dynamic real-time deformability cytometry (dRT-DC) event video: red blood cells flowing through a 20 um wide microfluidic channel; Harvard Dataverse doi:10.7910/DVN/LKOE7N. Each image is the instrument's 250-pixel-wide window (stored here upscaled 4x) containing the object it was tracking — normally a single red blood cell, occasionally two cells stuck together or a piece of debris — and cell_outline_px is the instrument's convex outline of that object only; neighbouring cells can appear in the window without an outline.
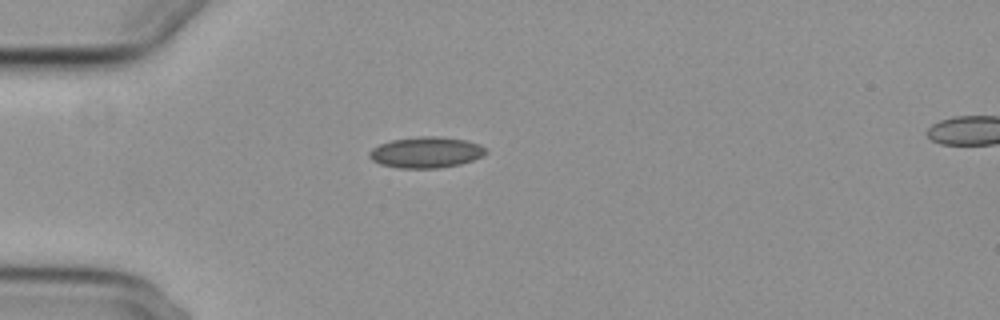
{"species": "common noctule bat (a hibernating species)", "species_latin": "Nyctalus noctula", "temperature_condition": "cold", "stored_images_in_passage": 41, "camera_frame_rate_fps": 3000, "um_per_image_px": 0.085, "animal": {"sex": "female", "body_mass_g": 29.2, "forearm_length_mm": 56.3}, "frame": {"image": 1, "passage_image": 1, "time_ms": 0.0, "image_size_px": [1000, 320], "cell_outline_px": [[488, 152], [484, 156], [460, 164], [440, 168], [400, 168], [380, 164], [372, 160], [368, 156], [368, 152], [372, 148], [380, 144], [392, 140], [420, 136], [440, 136], [464, 140], [480, 144], [488, 148]], "centroid_in_image_um": [36.24, 12.95], "position_along_channel_um": 48.8, "area_um2": 21.21}}
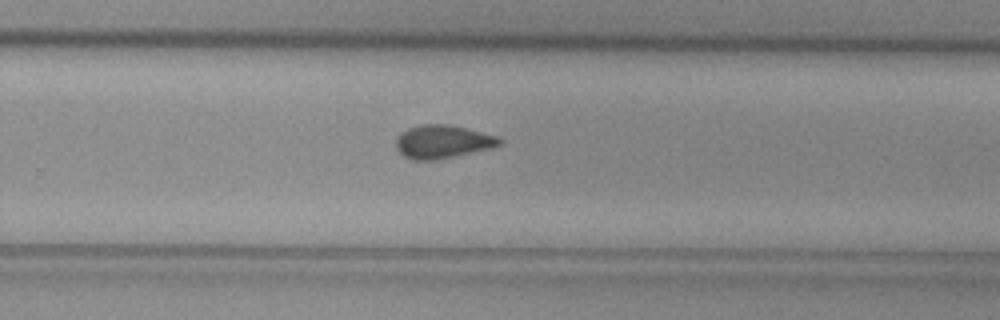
{"frame": {"image": 2, "passage_image": 22, "time_ms": 7.0, "image_size_px": [1000, 320], "cell_outline_px": [[504, 144], [492, 148], [436, 160], [412, 160], [404, 156], [396, 148], [396, 136], [400, 132], [408, 128], [420, 124], [448, 124], [496, 136], [504, 140]], "centroid_in_image_um": [37.61, 12.05], "position_along_channel_um": 292.2, "area_um2": 20.17}}
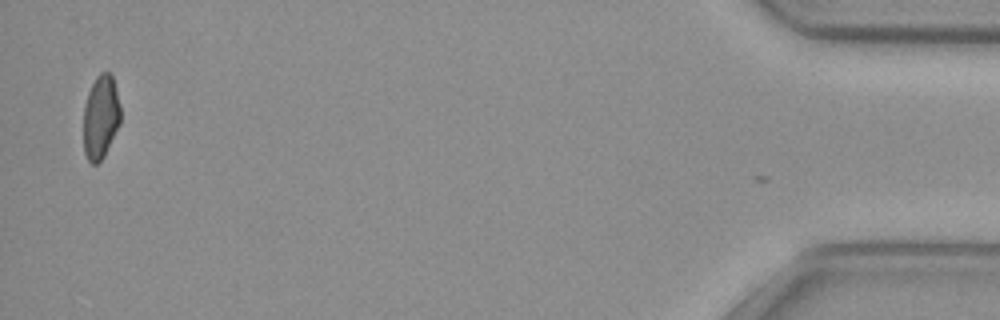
{"frame": {"image": 3, "passage_image": 40, "time_ms": 13.0, "image_size_px": [1000, 320], "cell_outline_px": [[120, 124], [104, 156], [96, 164], [92, 164], [88, 160], [84, 152], [84, 108], [88, 92], [96, 76], [100, 72], [112, 72], [120, 108]], "centroid_in_image_um": [8.56, 9.93], "position_along_channel_um": 426.6, "area_um2": 18.03}, "authors_computed_cell_mechanics": {"area_um2": 19.941, "velocity_mm_per_s": 3.7266, "shape_relaxation_time_tau1_ms": 8.915, "shape_relaxation_time_tau2_ms": 3.1399, "deformation_change_tau1": 0.1332, "deformation_change_tau2": 0.0655}}